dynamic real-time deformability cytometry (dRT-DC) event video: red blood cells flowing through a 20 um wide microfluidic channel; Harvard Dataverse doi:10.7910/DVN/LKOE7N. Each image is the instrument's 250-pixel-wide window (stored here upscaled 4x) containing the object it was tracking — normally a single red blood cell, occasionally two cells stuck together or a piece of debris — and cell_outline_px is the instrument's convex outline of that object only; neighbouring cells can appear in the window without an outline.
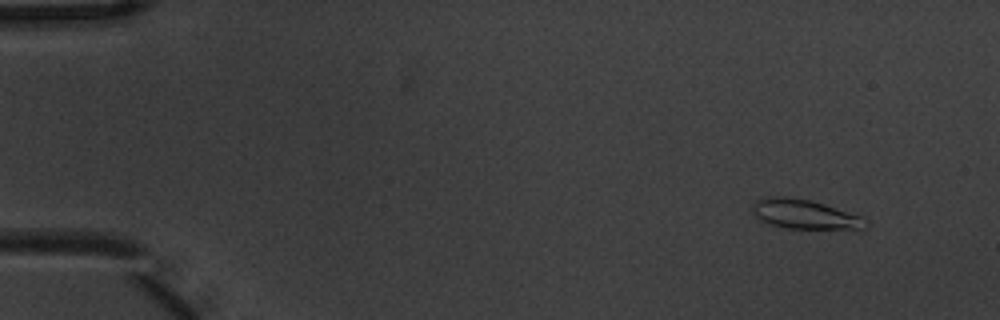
{"species": "common noctule bat (a hibernating species)", "species_latin": "Nyctalus noctula", "temperature_condition": "warm", "stored_images_in_passage": 5, "camera_frame_rate_fps": 3000, "um_per_image_px": 0.085, "animal": {"sex": "male", "body_mass_g": 20.1, "forearm_length_mm": 53.5}, "frame": {"image": 1, "passage_image": 1, "time_ms": 0.0, "image_size_px": [1000, 320], "cell_outline_px": [[872, 224], [860, 232], [788, 228], [772, 224], [760, 220], [756, 216], [752, 208], [752, 204], [756, 200], [764, 196], [788, 196], [812, 200], [860, 216], [868, 220]], "centroid_in_image_um": [68.55, 18.26], "position_along_channel_um": 16.5, "area_um2": 20.46}}
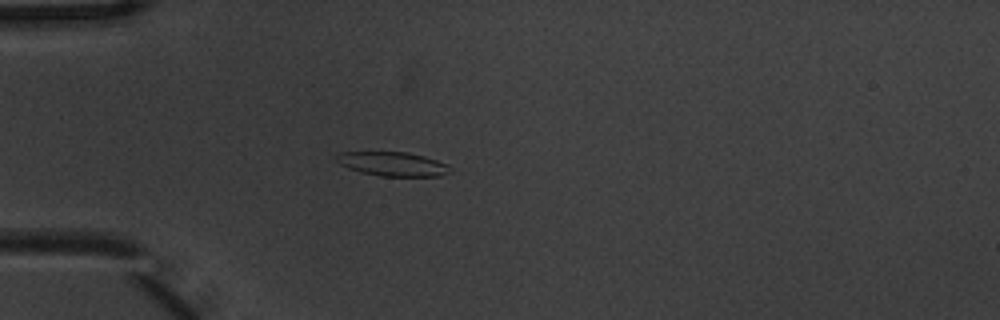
{"frame": {"image": 2, "passage_image": 4, "time_ms": 1.0, "image_size_px": [1000, 320], "cell_outline_px": [[448, 172], [440, 176], [380, 176], [360, 172], [348, 168], [340, 164], [336, 160], [336, 156], [340, 152], [408, 152], [424, 156], [448, 164]], "centroid_in_image_um": [33.34, 13.93], "position_along_channel_um": 51.7, "area_um2": 15.84}}